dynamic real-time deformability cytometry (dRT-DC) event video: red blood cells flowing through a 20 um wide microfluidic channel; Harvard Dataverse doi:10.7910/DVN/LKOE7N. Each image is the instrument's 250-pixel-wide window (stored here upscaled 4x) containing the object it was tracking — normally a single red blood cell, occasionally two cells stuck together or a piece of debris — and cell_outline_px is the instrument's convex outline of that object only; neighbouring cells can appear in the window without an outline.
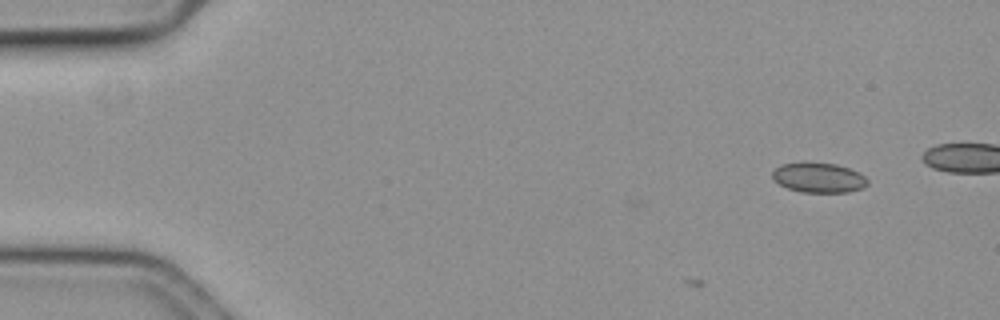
{"species": "common noctule bat (a hibernating species)", "species_latin": "Nyctalus noctula", "temperature_condition": "cold", "stored_images_in_passage": 2, "camera_frame_rate_fps": 3000, "um_per_image_px": 0.085, "animal": {"sex": "female", "body_mass_g": 19.3, "forearm_length_mm": 54.1}, "frame": {"image": 1, "passage_image": 2, "time_ms": 0.333, "image_size_px": [1000, 320], "cell_outline_px": [[868, 184], [860, 188], [848, 192], [804, 192], [788, 188], [780, 184], [772, 176], [772, 172], [780, 164], [804, 160], [836, 164], [860, 172], [868, 180]], "centroid_in_image_um": [69.57, 15.06], "position_along_channel_um": 15.4, "area_um2": 16.82}}